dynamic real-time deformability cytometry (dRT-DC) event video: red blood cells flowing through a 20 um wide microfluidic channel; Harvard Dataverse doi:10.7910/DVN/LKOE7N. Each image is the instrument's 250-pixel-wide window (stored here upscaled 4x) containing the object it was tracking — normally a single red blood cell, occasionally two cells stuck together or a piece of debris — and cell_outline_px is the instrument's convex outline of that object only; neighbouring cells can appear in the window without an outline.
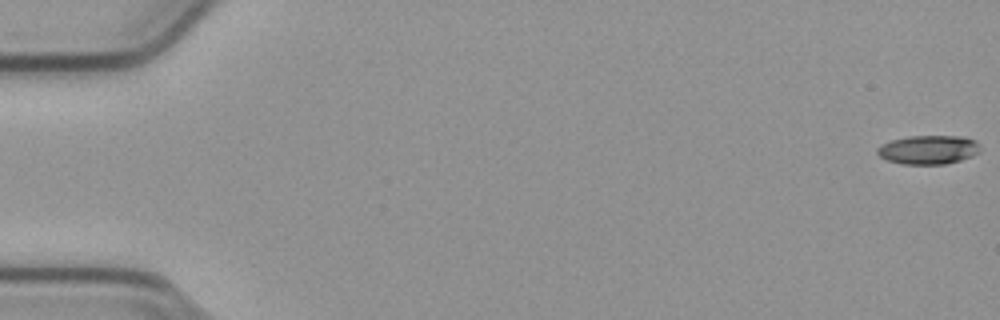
{"species": "common noctule bat (a hibernating species)", "species_latin": "Nyctalus noctula", "temperature_condition": "cold", "stored_images_in_passage": 53, "camera_frame_rate_fps": 3000, "um_per_image_px": 0.085, "animal": {"sex": "male", "body_mass_g": 23.1, "forearm_length_mm": 52.7}, "frame": {"image": 1, "passage_image": 1, "time_ms": 0.0, "image_size_px": [1000, 320], "cell_outline_px": [[980, 152], [972, 156], [960, 160], [944, 164], [904, 164], [888, 160], [880, 156], [876, 152], [876, 148], [892, 140], [908, 136], [964, 136], [976, 140], [980, 144]], "centroid_in_image_um": [78.96, 12.72], "position_along_channel_um": 6.0, "area_um2": 17.34}}
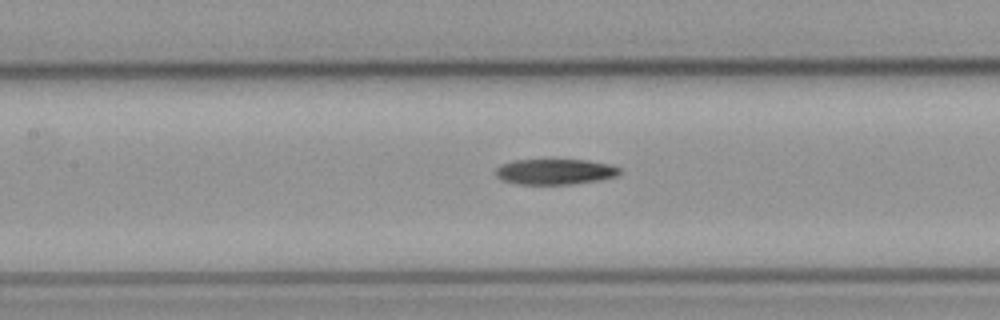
{"frame": {"image": 2, "passage_image": 26, "time_ms": 8.333, "image_size_px": [1000, 320], "cell_outline_px": [[620, 172], [616, 176], [596, 180], [572, 184], [516, 184], [500, 180], [496, 176], [496, 168], [500, 164], [512, 160], [588, 160], [608, 164], [620, 168]], "centroid_in_image_um": [47.11, 14.59], "position_along_channel_um": 160.3, "area_um2": 18.44}}
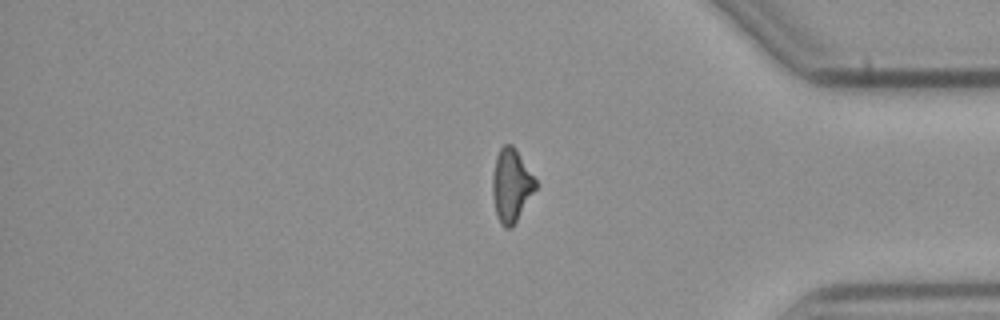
{"frame": {"image": 3, "passage_image": 46, "time_ms": 15.0, "image_size_px": [1000, 320], "cell_outline_px": [[540, 184], [512, 228], [504, 228], [500, 224], [496, 216], [492, 196], [492, 176], [496, 156], [500, 148], [504, 144], [512, 144]], "centroid_in_image_um": [43.47, 15.78], "position_along_channel_um": 391.7, "area_um2": 18.79}}